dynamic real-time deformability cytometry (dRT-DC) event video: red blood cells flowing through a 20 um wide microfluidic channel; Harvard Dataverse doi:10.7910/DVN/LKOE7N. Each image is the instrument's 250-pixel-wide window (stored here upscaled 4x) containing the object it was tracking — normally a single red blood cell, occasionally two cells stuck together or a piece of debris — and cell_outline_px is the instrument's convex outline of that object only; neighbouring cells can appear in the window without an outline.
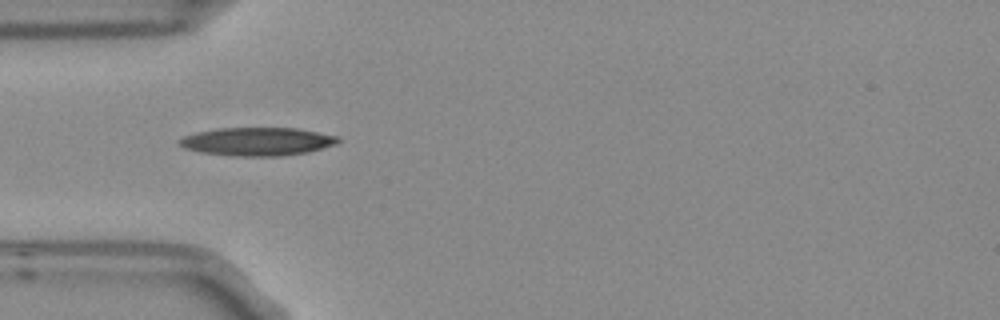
{"species": "Egyptian fruit bat (a non-hibernating species)", "species_latin": "Rousettus aegyptiacus", "temperature_condition": "room temperature", "stored_images_in_passage": 8, "camera_frame_rate_fps": 3000, "um_per_image_px": 0.085, "frame": {"image": 1, "passage_image": 3, "time_ms": 0.667, "image_size_px": [1000, 320], "cell_outline_px": [[340, 140], [336, 144], [308, 152], [280, 156], [232, 156], [200, 152], [184, 148], [176, 140], [184, 136], [196, 132], [216, 128], [296, 128], [336, 136]], "centroid_in_image_um": [21.82, 12.03], "position_along_channel_um": 63.2, "area_um2": 26.07}}
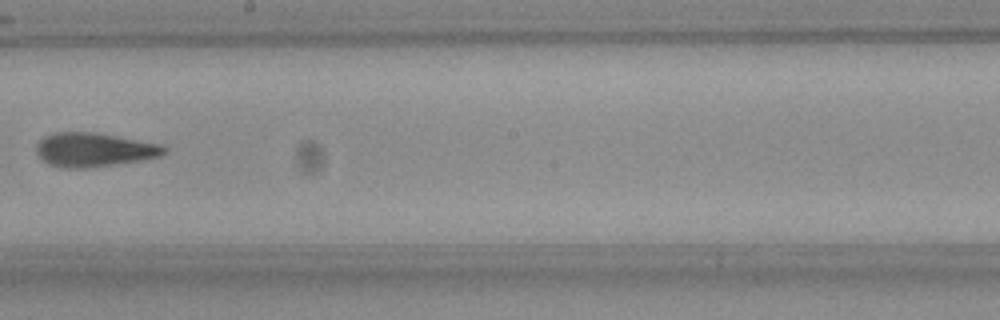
{"frame": {"image": 2, "passage_image": 7, "time_ms": 2.0, "image_size_px": [1000, 320], "cell_outline_px": [[168, 148], [160, 156], [144, 160], [88, 168], [60, 168], [48, 164], [36, 152], [36, 144], [44, 136], [56, 132], [96, 132], [160, 144]], "centroid_in_image_um": [7.98, 12.73], "position_along_channel_um": 240.2, "area_um2": 25.37}}
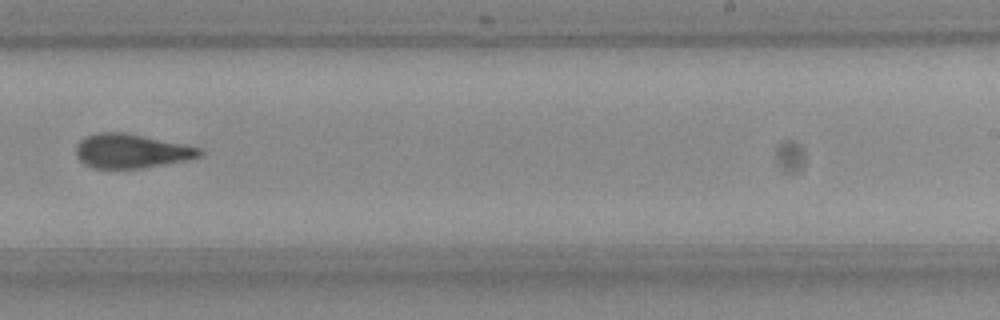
{"frame": {"image": 3, "passage_image": 8, "time_ms": 2.333, "image_size_px": [1000, 320], "cell_outline_px": [[200, 156], [184, 160], [140, 168], [92, 168], [84, 164], [76, 156], [76, 144], [80, 140], [96, 132], [124, 132], [200, 148]], "centroid_in_image_um": [11.06, 12.83], "position_along_channel_um": 277.9, "area_um2": 24.1}}